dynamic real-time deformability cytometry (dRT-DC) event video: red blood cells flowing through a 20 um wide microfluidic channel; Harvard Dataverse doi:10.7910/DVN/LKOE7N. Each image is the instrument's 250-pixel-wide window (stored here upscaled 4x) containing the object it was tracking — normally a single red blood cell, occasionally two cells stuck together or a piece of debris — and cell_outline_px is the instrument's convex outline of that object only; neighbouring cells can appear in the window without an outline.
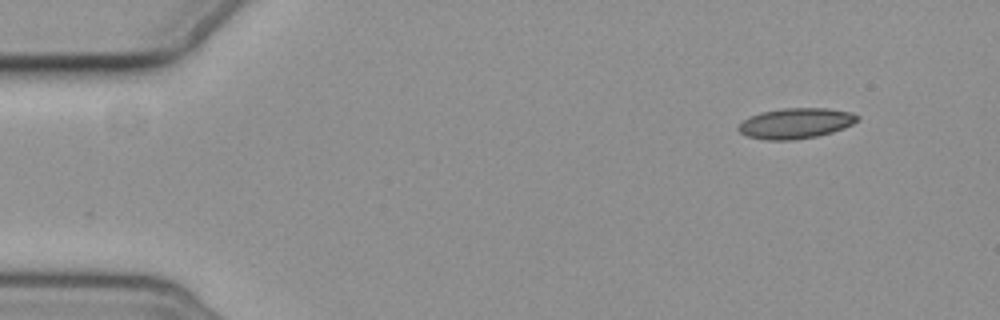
{"species": "common noctule bat (a hibernating species)", "species_latin": "Nyctalus noctula", "temperature_condition": "cold", "stored_images_in_passage": 2, "camera_frame_rate_fps": 3000, "um_per_image_px": 0.085, "animal": {"sex": "female", "body_mass_g": 19.3, "forearm_length_mm": 54.1}, "frame": {"image": 1, "passage_image": 2, "time_ms": 1.0, "image_size_px": [1000, 320], "cell_outline_px": [[860, 120], [844, 128], [832, 132], [816, 136], [796, 140], [764, 140], [748, 136], [740, 132], [736, 128], [744, 120], [760, 112], [784, 108], [828, 108], [848, 112], [860, 116]], "centroid_in_image_um": [67.65, 10.48], "position_along_channel_um": 17.4, "area_um2": 21.1}}